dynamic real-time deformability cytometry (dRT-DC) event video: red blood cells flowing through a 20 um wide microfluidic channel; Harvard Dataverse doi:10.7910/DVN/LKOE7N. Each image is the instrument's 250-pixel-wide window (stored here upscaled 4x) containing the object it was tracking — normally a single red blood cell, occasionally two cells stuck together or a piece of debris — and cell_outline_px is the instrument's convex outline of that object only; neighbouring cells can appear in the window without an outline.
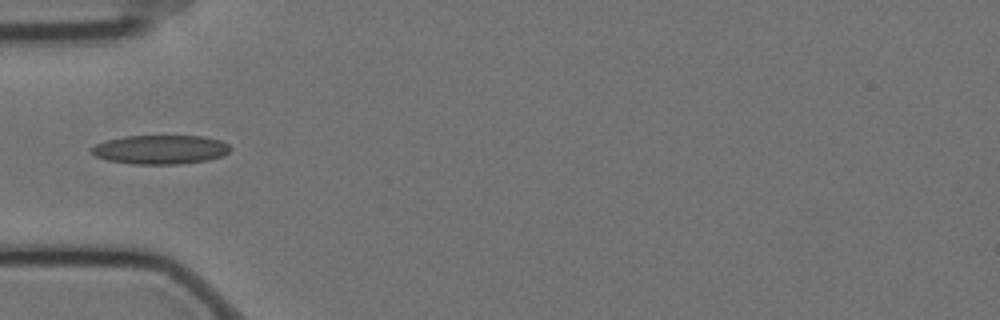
{"species": "Egyptian fruit bat (a non-hibernating species)", "species_latin": "Rousettus aegyptiacus", "temperature_condition": "cold", "stored_images_in_passage": 7, "camera_frame_rate_fps": 3000, "um_per_image_px": 0.085, "animal": {"sex": "female"}, "frame": {"image": 1, "passage_image": 5, "time_ms": 1.333, "image_size_px": [1000, 320], "cell_outline_px": [[232, 148], [224, 156], [208, 160], [180, 164], [132, 164], [108, 160], [96, 156], [92, 152], [92, 148], [96, 144], [104, 140], [124, 136], [204, 136], [220, 140], [228, 144]], "centroid_in_image_um": [13.66, 12.71], "position_along_channel_um": 71.3, "area_um2": 23.58}}
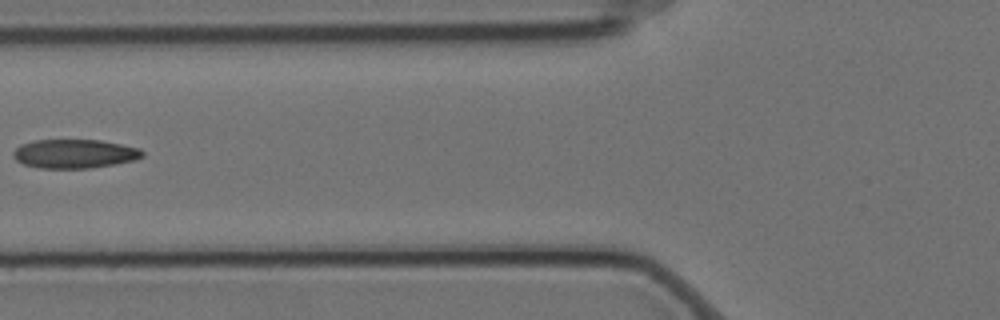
{"frame": {"image": 2, "passage_image": 6, "time_ms": 1.667, "image_size_px": [1000, 320], "cell_outline_px": [[144, 156], [136, 160], [116, 164], [88, 168], [40, 168], [24, 164], [16, 160], [12, 156], [12, 152], [20, 144], [36, 140], [100, 140], [140, 148], [144, 152]], "centroid_in_image_um": [6.34, 13.07], "position_along_channel_um": 119.5, "area_um2": 21.85}}
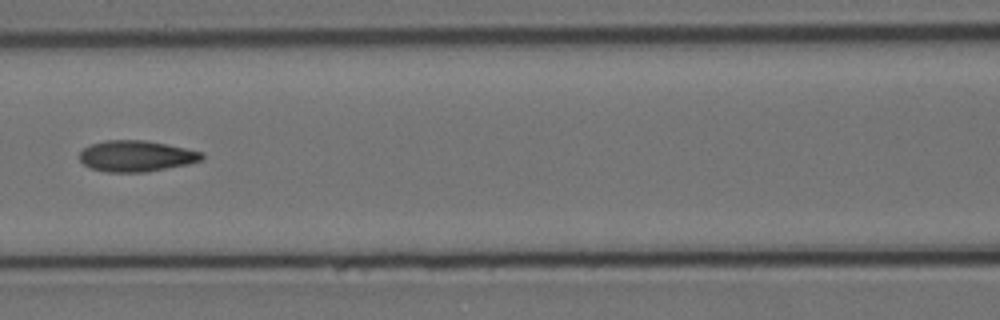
{"frame": {"image": 3, "passage_image": 7, "time_ms": 2.0, "image_size_px": [1000, 320], "cell_outline_px": [[204, 160], [188, 164], [148, 172], [104, 172], [88, 168], [80, 160], [80, 152], [84, 148], [92, 144], [108, 140], [144, 140], [204, 152]], "centroid_in_image_um": [11.59, 13.28], "position_along_channel_um": 155.0, "area_um2": 22.2}}